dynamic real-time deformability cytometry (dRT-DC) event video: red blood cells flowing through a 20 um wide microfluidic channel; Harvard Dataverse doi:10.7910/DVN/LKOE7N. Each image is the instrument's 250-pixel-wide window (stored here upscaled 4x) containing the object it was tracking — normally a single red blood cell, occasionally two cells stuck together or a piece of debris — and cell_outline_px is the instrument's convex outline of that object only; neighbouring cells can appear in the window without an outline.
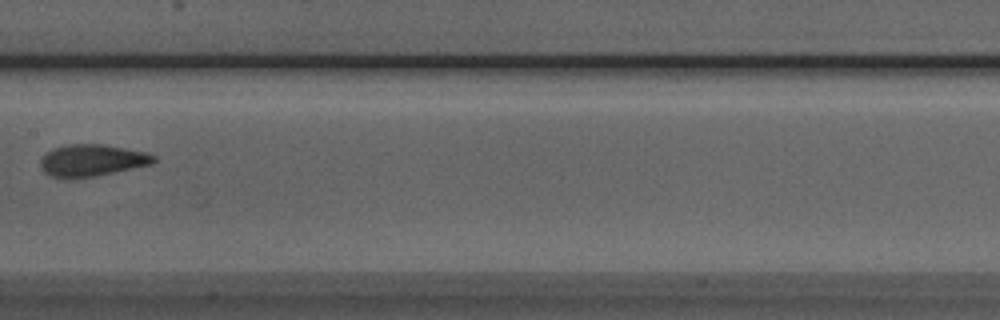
{"species": "Egyptian fruit bat (a non-hibernating species)", "species_latin": "Rousettus aegyptiacus", "temperature_condition": "room temperature", "stored_images_in_passage": 7, "camera_frame_rate_fps": 3000, "um_per_image_px": 0.085, "animal": {"sex": "male"}, "frame": {"image": 1, "passage_image": 7, "time_ms": 6.667, "image_size_px": [1000, 320], "cell_outline_px": [[156, 160], [152, 164], [96, 176], [64, 180], [52, 176], [44, 172], [40, 168], [40, 160], [52, 148], [68, 144], [104, 144], [148, 152], [156, 156]], "centroid_in_image_um": [7.81, 13.64], "position_along_channel_um": 199.6, "area_um2": 21.39}}